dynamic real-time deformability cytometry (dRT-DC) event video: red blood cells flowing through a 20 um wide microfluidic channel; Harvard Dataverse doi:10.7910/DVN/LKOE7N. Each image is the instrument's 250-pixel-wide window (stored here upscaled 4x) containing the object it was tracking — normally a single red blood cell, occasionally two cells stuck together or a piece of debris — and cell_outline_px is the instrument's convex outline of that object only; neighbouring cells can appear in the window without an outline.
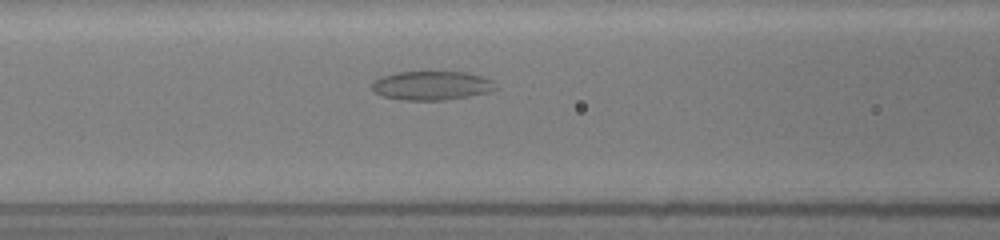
{"species": "common noctule bat (a hibernating species)", "species_latin": "Nyctalus noctula", "temperature_condition": "room temperature", "stored_images_in_passage": 5, "segment_of_instrument_passage": [1, 2], "camera_frame_rate_fps": 3000, "um_per_image_px": 0.085, "animal": {"sex": "female", "body_mass_g": 19.5, "forearm_length_mm": 54.1}, "frame": {"image": 1, "passage_image": 4, "time_ms": 1.667, "image_size_px": [1000, 240], "cell_outline_px": [[496, 88], [484, 92], [468, 96], [444, 100], [404, 100], [384, 96], [376, 92], [372, 88], [372, 84], [376, 80], [384, 76], [396, 72], [464, 72], [480, 76], [492, 80]], "centroid_in_image_um": [36.67, 7.27], "position_along_channel_um": 129.9, "area_um2": 20.35}}